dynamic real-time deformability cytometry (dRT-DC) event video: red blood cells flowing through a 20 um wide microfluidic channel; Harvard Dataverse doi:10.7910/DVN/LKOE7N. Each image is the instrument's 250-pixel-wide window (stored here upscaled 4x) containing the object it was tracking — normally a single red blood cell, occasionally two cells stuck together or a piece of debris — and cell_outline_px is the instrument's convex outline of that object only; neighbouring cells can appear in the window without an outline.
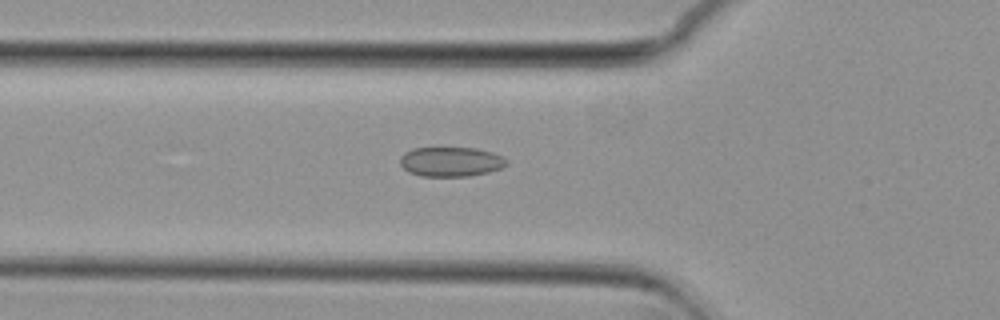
{"species": "common noctule bat (a hibernating species)", "species_latin": "Nyctalus noctula", "temperature_condition": "cold", "stored_images_in_passage": 36, "camera_frame_rate_fps": 3000, "um_per_image_px": 0.085, "animal": {"sex": "female", "body_mass_g": 29.2, "forearm_length_mm": 56.3}, "frame": {"image": 1, "passage_image": 5, "time_ms": 1.333, "image_size_px": [1000, 320], "cell_outline_px": [[508, 164], [500, 168], [488, 172], [468, 176], [420, 176], [408, 172], [400, 164], [400, 156], [404, 152], [412, 148], [476, 148], [492, 152], [508, 160]], "centroid_in_image_um": [38.29, 13.74], "position_along_channel_um": 87.5, "area_um2": 18.38}}
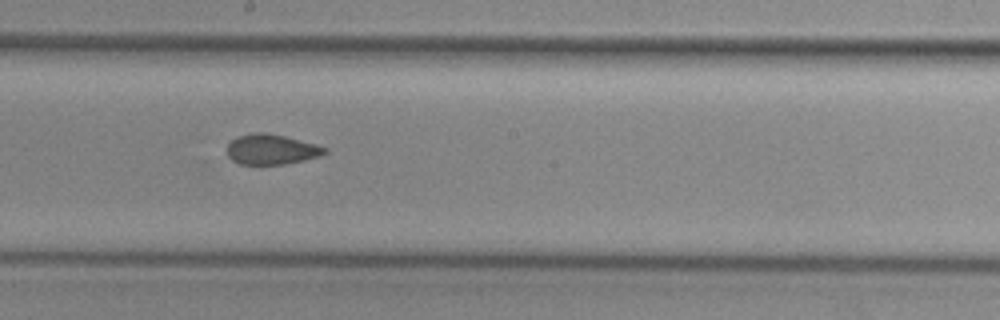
{"frame": {"image": 2, "passage_image": 16, "time_ms": 5.0, "image_size_px": [1000, 320], "cell_outline_px": [[328, 152], [320, 156], [304, 160], [284, 164], [240, 164], [232, 160], [228, 156], [228, 144], [236, 136], [252, 132], [264, 132], [284, 136], [316, 144], [328, 148]], "centroid_in_image_um": [23.08, 12.69], "position_along_channel_um": 225.1, "area_um2": 17.22}}
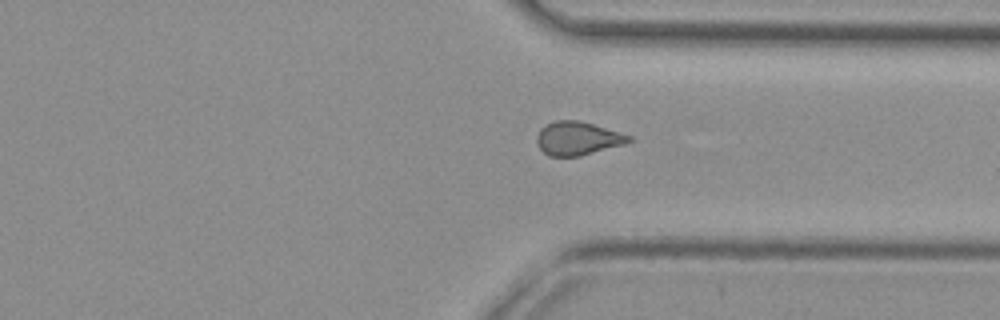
{"frame": {"image": 3, "passage_image": 27, "time_ms": 8.667, "image_size_px": [1000, 320], "cell_outline_px": [[632, 140], [624, 144], [580, 156], [548, 156], [536, 144], [536, 136], [540, 128], [556, 120], [580, 120], [632, 136]], "centroid_in_image_um": [49.07, 11.76], "position_along_channel_um": 362.3, "area_um2": 17.92}, "authors_computed_cell_mechanics": {"area_um2": 17.7446, "velocity_mm_per_s": 3.7391, "shape_relaxation_time_tau1_ms": null, "shape_relaxation_time_tau2_ms": 2.3372, "deformation_change_tau1": null, "deformation_change_tau2": 0.0842}}